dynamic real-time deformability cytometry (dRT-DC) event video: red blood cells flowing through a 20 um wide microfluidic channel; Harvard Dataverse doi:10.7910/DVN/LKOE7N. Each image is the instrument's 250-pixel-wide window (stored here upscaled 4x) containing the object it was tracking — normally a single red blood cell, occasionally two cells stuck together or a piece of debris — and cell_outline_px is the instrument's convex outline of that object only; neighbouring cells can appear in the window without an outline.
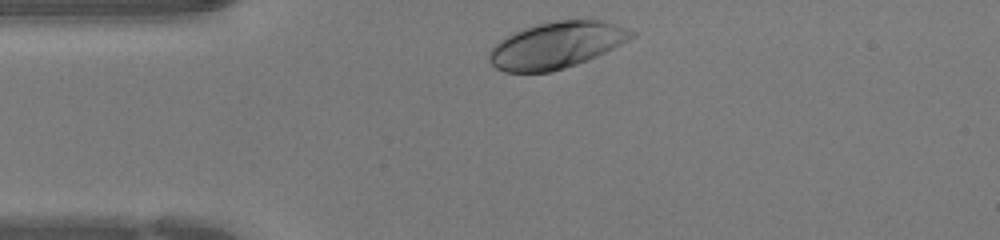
{"species": "human", "species_latin": "Homo sapiens", "temperature_condition": "warm", "stored_images_in_passage": 27, "camera_frame_rate_fps": 3000, "um_per_image_px": 0.085, "donor": {"sex": "female"}, "frame": {"image": 1, "passage_image": 1, "time_ms": 0.0, "image_size_px": [1000, 240], "cell_outline_px": [[636, 36], [588, 60], [552, 72], [504, 72], [496, 68], [488, 60], [488, 52], [504, 36], [524, 28], [536, 24], [556, 20], [600, 20], [628, 28], [636, 32]], "centroid_in_image_um": [47.27, 3.84], "position_along_channel_um": 37.7, "area_um2": 38.44}}
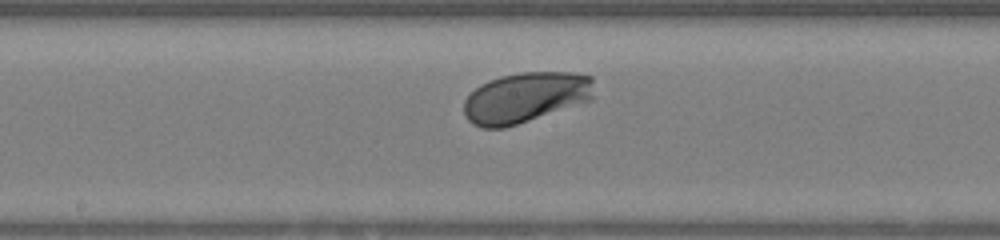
{"frame": {"image": 2, "passage_image": 14, "time_ms": 4.333, "image_size_px": [1000, 240], "cell_outline_px": [[592, 100], [504, 128], [480, 128], [472, 124], [464, 116], [464, 100], [480, 84], [488, 80], [500, 76], [520, 72], [572, 72], [592, 76]], "centroid_in_image_um": [44.64, 8.28], "position_along_channel_um": 203.6, "area_um2": 38.32}}
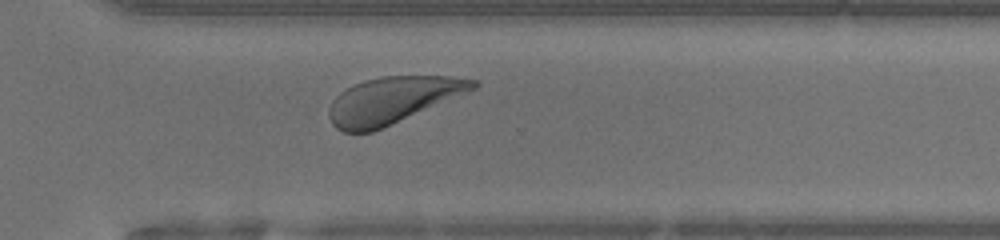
{"frame": {"image": 3, "passage_image": 23, "time_ms": 7.333, "image_size_px": [1000, 240], "cell_outline_px": [[480, 84], [476, 88], [468, 92], [384, 128], [372, 132], [344, 132], [336, 128], [332, 124], [328, 116], [328, 112], [332, 100], [340, 92], [364, 80], [380, 76], [452, 76], [476, 80]], "centroid_in_image_um": [33.36, 8.52], "position_along_channel_um": 337.2, "area_um2": 39.07}}